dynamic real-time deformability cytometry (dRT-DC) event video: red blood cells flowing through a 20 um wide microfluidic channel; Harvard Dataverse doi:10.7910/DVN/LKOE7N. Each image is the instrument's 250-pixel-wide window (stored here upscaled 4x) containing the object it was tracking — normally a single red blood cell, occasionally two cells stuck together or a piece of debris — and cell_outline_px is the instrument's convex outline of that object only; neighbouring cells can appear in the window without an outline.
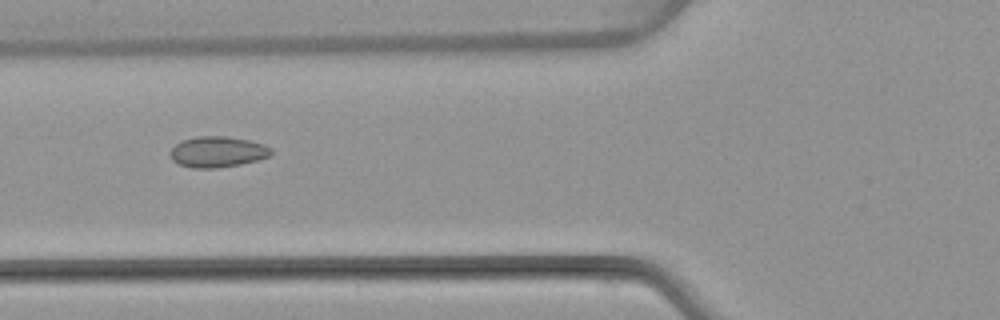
{"species": "common noctule bat (a hibernating species)", "species_latin": "Nyctalus noctula", "temperature_condition": "warm", "stored_images_in_passage": 3, "camera_frame_rate_fps": 3000, "um_per_image_px": 0.085, "animal": {"sex": "female", "body_mass_g": 22.7, "forearm_length_mm": 54.2}, "frame": {"image": 1, "passage_image": 2, "time_ms": 1.0, "image_size_px": [1000, 320], "cell_outline_px": [[272, 152], [268, 156], [256, 160], [240, 164], [216, 168], [192, 168], [180, 164], [172, 160], [168, 152], [176, 144], [184, 140], [196, 136], [228, 136], [248, 140], [264, 144], [272, 148]], "centroid_in_image_um": [18.47, 12.9], "position_along_channel_um": 107.3, "area_um2": 18.09}}
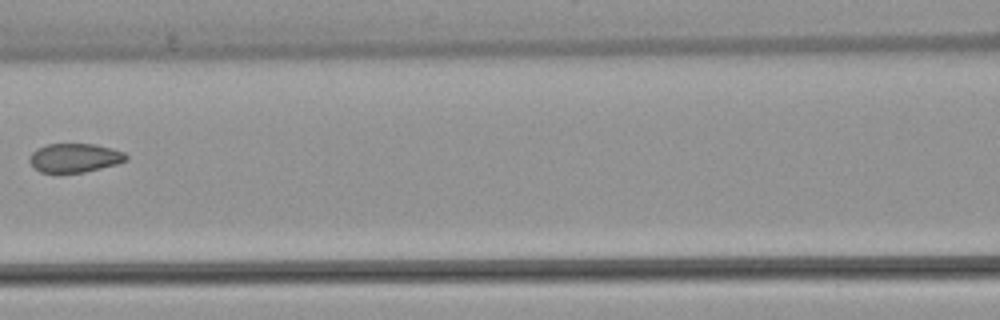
{"frame": {"image": 2, "passage_image": 3, "time_ms": 2.333, "image_size_px": [1000, 320], "cell_outline_px": [[128, 160], [116, 164], [84, 172], [40, 172], [32, 168], [28, 160], [28, 156], [36, 148], [48, 144], [96, 144], [112, 148], [124, 152], [128, 156]], "centroid_in_image_um": [6.31, 13.41], "position_along_channel_um": 160.3, "area_um2": 16.42}}